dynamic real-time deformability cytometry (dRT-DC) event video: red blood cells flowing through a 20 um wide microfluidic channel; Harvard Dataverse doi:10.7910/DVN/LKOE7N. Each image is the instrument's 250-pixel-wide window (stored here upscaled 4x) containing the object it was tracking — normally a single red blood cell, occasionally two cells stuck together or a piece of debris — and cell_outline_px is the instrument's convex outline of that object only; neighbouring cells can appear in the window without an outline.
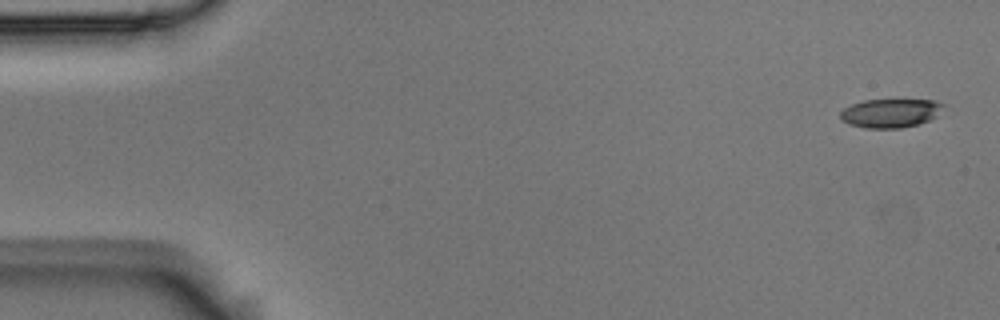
{"species": "Egyptian fruit bat (a non-hibernating species)", "species_latin": "Rousettus aegyptiacus", "temperature_condition": "room temperature", "stored_images_in_passage": 4, "camera_frame_rate_fps": 3000, "um_per_image_px": 0.085, "animal": {"sex": "male"}, "frame": {"image": 1, "passage_image": 1, "time_ms": 0.0, "image_size_px": [1000, 320], "cell_outline_px": [[944, 104], [936, 116], [920, 124], [900, 128], [864, 128], [848, 124], [840, 120], [840, 112], [844, 108], [852, 104], [864, 100], [932, 100]], "centroid_in_image_um": [75.63, 9.62], "position_along_channel_um": 9.4, "area_um2": 17.22}}